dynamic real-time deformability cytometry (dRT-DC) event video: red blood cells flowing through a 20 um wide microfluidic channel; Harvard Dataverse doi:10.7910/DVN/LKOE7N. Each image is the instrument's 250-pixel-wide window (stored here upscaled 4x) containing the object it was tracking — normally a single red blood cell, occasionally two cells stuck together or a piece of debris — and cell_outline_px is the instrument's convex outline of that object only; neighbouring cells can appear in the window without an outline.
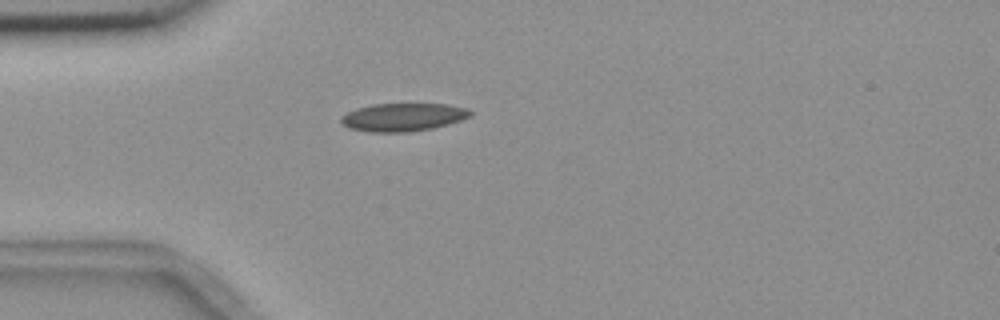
{"species": "common noctule bat (a hibernating species)", "species_latin": "Nyctalus noctula", "temperature_condition": "room temperature", "stored_images_in_passage": 2, "camera_frame_rate_fps": 3000, "um_per_image_px": 0.085, "animal": {"sex": "female", "body_mass_g": 18.4}, "frame": {"image": 1, "passage_image": 1, "time_ms": 0.0, "image_size_px": [1000, 320], "cell_outline_px": [[472, 116], [448, 124], [432, 128], [408, 132], [368, 132], [348, 128], [340, 120], [340, 116], [356, 108], [372, 104], [448, 104], [468, 108], [472, 112]], "centroid_in_image_um": [34.25, 9.95], "position_along_channel_um": 50.7, "area_um2": 21.21}}